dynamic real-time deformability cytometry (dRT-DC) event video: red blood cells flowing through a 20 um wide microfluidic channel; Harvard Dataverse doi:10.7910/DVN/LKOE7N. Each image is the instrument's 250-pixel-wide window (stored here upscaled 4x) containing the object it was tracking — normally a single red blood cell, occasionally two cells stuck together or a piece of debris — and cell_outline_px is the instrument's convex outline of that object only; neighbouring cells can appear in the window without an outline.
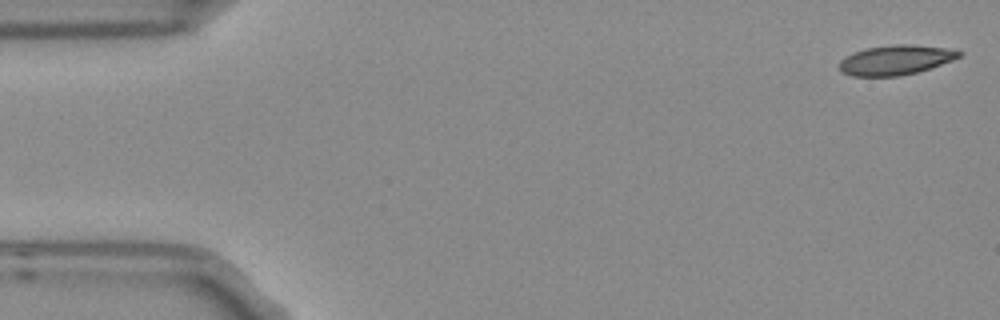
{"species": "Egyptian fruit bat (a non-hibernating species)", "species_latin": "Rousettus aegyptiacus", "temperature_condition": "room temperature", "stored_images_in_passage": 4, "camera_frame_rate_fps": 3000, "um_per_image_px": 0.085, "frame": {"image": 1, "passage_image": 1, "time_ms": 0.0, "image_size_px": [1000, 320], "cell_outline_px": [[964, 52], [960, 56], [952, 60], [916, 72], [900, 76], [852, 76], [840, 72], [840, 60], [844, 56], [852, 52], [868, 48], [892, 44], [908, 44], [948, 48]], "centroid_in_image_um": [76.09, 5.09], "position_along_channel_um": 8.9, "area_um2": 20.69}}
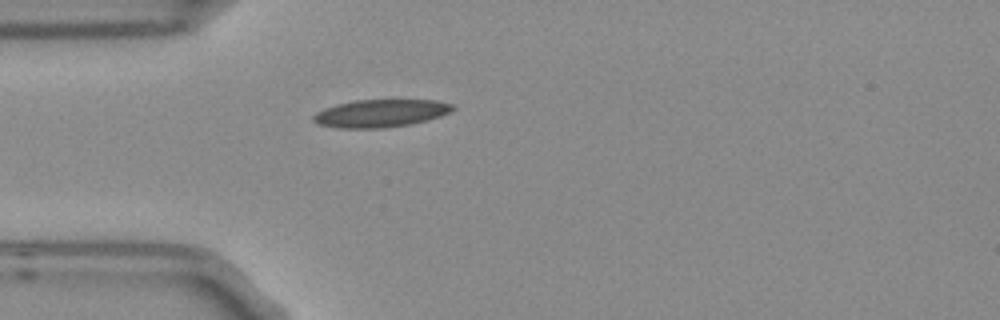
{"frame": {"image": 2, "passage_image": 4, "time_ms": 1.0, "image_size_px": [1000, 320], "cell_outline_px": [[456, 108], [440, 116], [412, 124], [384, 128], [340, 128], [320, 124], [312, 120], [312, 116], [316, 112], [324, 108], [336, 104], [356, 100], [436, 100], [452, 104]], "centroid_in_image_um": [32.34, 9.63], "position_along_channel_um": 52.7, "area_um2": 22.43}}